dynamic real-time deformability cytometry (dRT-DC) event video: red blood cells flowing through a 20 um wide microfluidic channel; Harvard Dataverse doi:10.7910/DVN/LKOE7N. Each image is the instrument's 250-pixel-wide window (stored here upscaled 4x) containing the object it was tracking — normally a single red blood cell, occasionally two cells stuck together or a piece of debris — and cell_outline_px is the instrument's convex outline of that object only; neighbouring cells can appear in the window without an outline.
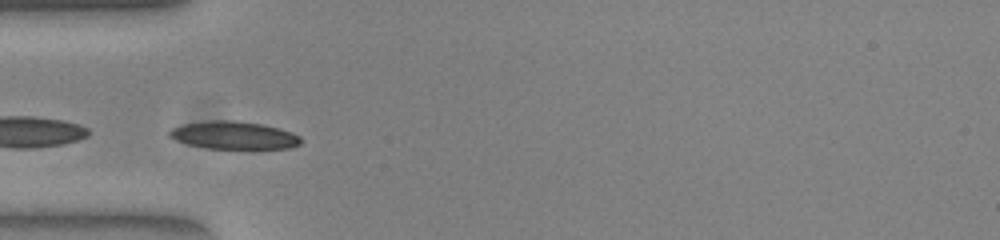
{"species": "common noctule bat (a hibernating species)", "species_latin": "Nyctalus noctula", "temperature_condition": "warm", "stored_images_in_passage": 36, "camera_frame_rate_fps": 3000, "um_per_image_px": 0.085, "animal": {"sex": "female", "body_mass_g": 23.0, "forearm_length_mm": 53.4}, "frame": {"image": 1, "passage_image": 10, "time_ms": 3.0, "image_size_px": [1000, 240], "cell_outline_px": [[300, 144], [288, 148], [208, 148], [188, 144], [176, 140], [168, 136], [168, 132], [172, 128], [184, 124], [208, 120], [232, 120], [260, 124], [292, 132], [300, 136]], "centroid_in_image_um": [19.84, 11.49], "position_along_channel_um": 65.2, "area_um2": 20.92}}
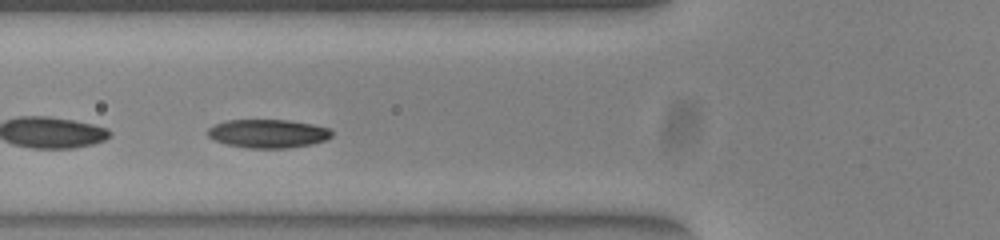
{"frame": {"image": 2, "passage_image": 13, "time_ms": 4.0, "image_size_px": [1000, 240], "cell_outline_px": [[332, 136], [324, 140], [312, 144], [288, 148], [252, 148], [228, 144], [216, 140], [208, 136], [208, 128], [216, 124], [228, 120], [288, 120], [312, 124], [328, 128], [332, 132]], "centroid_in_image_um": [22.8, 11.35], "position_along_channel_um": 103.0, "area_um2": 20.35}}
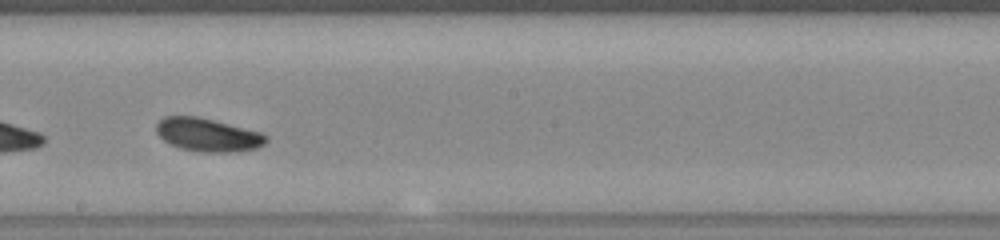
{"frame": {"image": 3, "passage_image": 23, "time_ms": 7.333, "image_size_px": [1000, 240], "cell_outline_px": [[268, 140], [264, 144], [256, 148], [236, 152], [204, 152], [180, 148], [164, 140], [156, 132], [156, 124], [164, 116], [196, 116], [260, 132]], "centroid_in_image_um": [17.63, 11.46], "position_along_channel_um": 230.6, "area_um2": 20.92}, "authors_computed_cell_mechanics": {"area_um2": 20.9236, "velocity_mm_per_s": 3.8332, "shape_relaxation_time_tau1_ms": 5.1003, "shape_relaxation_time_tau2_ms": null, "deformation_change_tau1": 0.1813, "deformation_change_tau2": null}}